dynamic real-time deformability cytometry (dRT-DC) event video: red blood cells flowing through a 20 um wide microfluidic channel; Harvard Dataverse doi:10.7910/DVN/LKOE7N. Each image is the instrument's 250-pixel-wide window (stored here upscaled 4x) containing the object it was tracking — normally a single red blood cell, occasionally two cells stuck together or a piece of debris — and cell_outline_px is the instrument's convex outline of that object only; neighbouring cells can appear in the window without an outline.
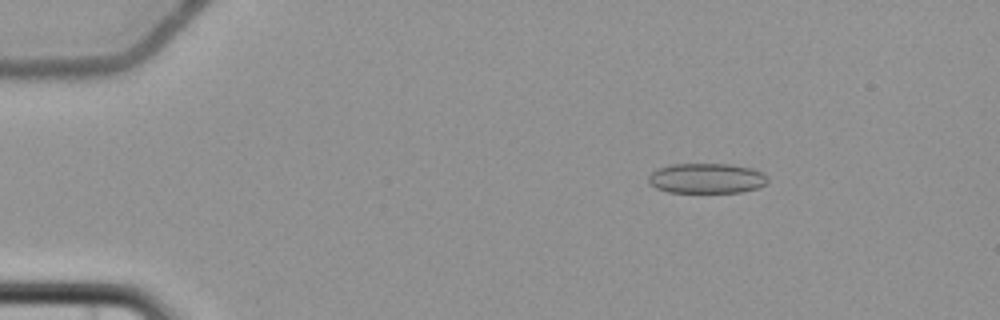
{"species": "common noctule bat (a hibernating species)", "species_latin": "Nyctalus noctula", "temperature_condition": "cold", "stored_images_in_passage": 10, "camera_frame_rate_fps": 3000, "um_per_image_px": 0.085, "animal": {"sex": "female", "body_mass_g": 22.7, "forearm_length_mm": 54.2}, "frame": {"image": 1, "passage_image": 2, "time_ms": 2.333, "image_size_px": [1000, 320], "cell_outline_px": [[768, 184], [760, 188], [740, 192], [668, 192], [656, 188], [648, 180], [648, 176], [656, 168], [672, 164], [732, 164], [752, 168], [764, 172], [768, 176]], "centroid_in_image_um": [60.12, 15.15], "position_along_channel_um": 24.9, "area_um2": 21.21}}
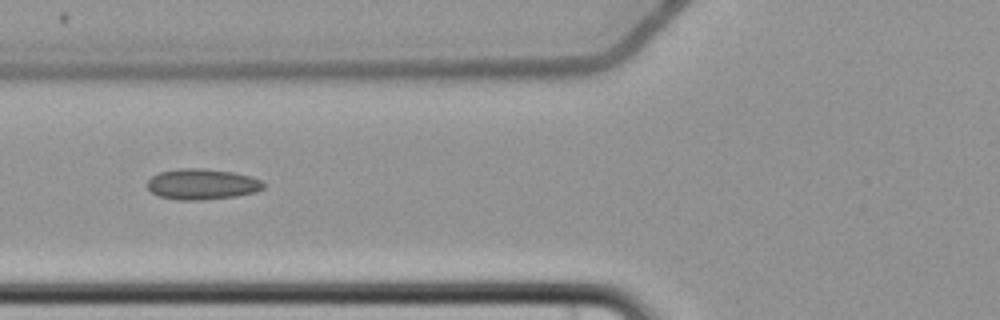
{"frame": {"image": 2, "passage_image": 6, "time_ms": 7.0, "image_size_px": [1000, 320], "cell_outline_px": [[264, 188], [256, 192], [236, 196], [200, 200], [176, 200], [160, 196], [152, 192], [148, 188], [148, 180], [152, 176], [160, 172], [176, 168], [204, 168], [232, 172], [252, 176], [260, 180], [264, 184]], "centroid_in_image_um": [17.18, 15.65], "position_along_channel_um": 108.6, "area_um2": 20.87}}
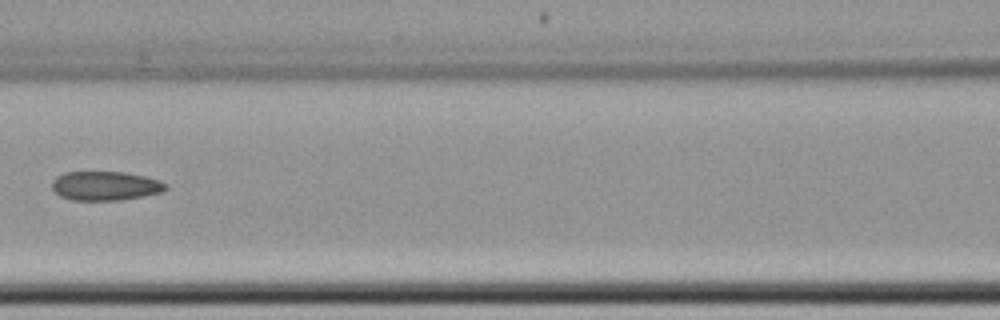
{"frame": {"image": 3, "passage_image": 7, "time_ms": 8.333, "image_size_px": [1000, 320], "cell_outline_px": [[168, 188], [164, 192], [144, 196], [120, 200], [72, 200], [60, 196], [52, 188], [52, 180], [56, 176], [64, 172], [124, 172], [144, 176], [160, 180], [168, 184]], "centroid_in_image_um": [8.98, 15.8], "position_along_channel_um": 157.6, "area_um2": 19.48}}